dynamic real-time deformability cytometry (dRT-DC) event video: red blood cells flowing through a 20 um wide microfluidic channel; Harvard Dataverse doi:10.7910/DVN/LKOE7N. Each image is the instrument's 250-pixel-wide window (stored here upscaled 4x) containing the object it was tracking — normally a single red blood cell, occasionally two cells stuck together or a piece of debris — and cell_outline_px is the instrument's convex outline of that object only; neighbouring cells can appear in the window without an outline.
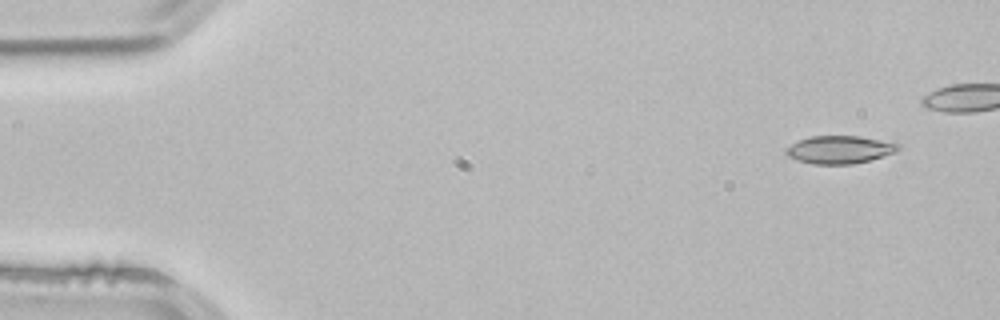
{"species": "common noctule bat (a hibernating species)", "species_latin": "Nyctalus noctula", "temperature_condition": "room temperature", "stored_images_in_passage": 3, "camera_frame_rate_fps": 3000, "um_per_image_px": 0.085, "animal": {"sex": "male", "body_mass_g": 21.5, "forearm_length_mm": 52.0}, "frame": {"image": 1, "passage_image": 1, "time_ms": 0.0, "image_size_px": [1000, 320], "cell_outline_px": [[900, 148], [896, 152], [868, 160], [852, 164], [812, 164], [788, 156], [784, 152], [784, 148], [800, 140], [812, 136], [860, 136], [900, 144]], "centroid_in_image_um": [71.36, 12.71], "position_along_channel_um": 13.6, "area_um2": 17.98}}